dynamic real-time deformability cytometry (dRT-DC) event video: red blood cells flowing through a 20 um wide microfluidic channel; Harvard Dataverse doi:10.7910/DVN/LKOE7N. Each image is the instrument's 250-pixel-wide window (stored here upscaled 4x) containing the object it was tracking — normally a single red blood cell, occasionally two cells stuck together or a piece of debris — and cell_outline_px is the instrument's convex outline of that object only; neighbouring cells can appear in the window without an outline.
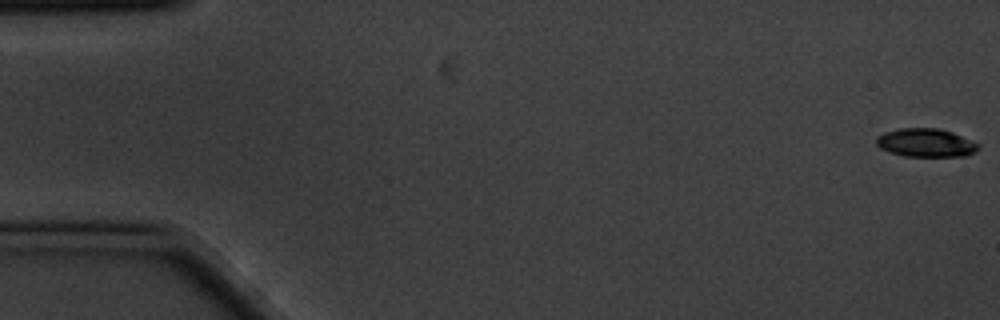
{"species": "common noctule bat (a hibernating species)", "species_latin": "Nyctalus noctula", "temperature_condition": "cold", "stored_images_in_passage": 5, "camera_frame_rate_fps": 3000, "um_per_image_px": 0.085, "animal": {"sex": "male", "body_mass_g": 20.1, "forearm_length_mm": 53.5}, "frame": {"image": 1, "passage_image": 1, "time_ms": 0.0, "image_size_px": [1000, 320], "cell_outline_px": [[980, 148], [976, 152], [968, 156], [904, 156], [888, 152], [880, 148], [876, 144], [876, 136], [884, 132], [900, 128], [936, 128], [952, 132], [980, 144]], "centroid_in_image_um": [78.69, 12.14], "position_along_channel_um": 6.3, "area_um2": 17.05}}
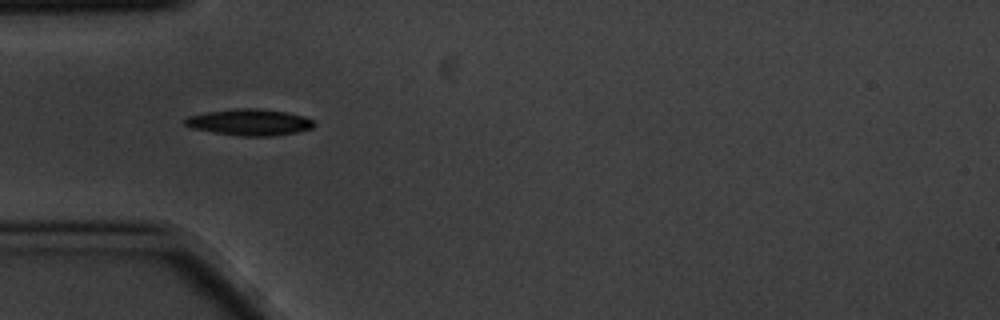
{"frame": {"image": 2, "passage_image": 5, "time_ms": 1.333, "image_size_px": [1000, 320], "cell_outline_px": [[316, 124], [312, 128], [296, 132], [272, 136], [244, 136], [216, 132], [192, 128], [184, 124], [184, 120], [188, 116], [208, 112], [236, 108], [260, 108], [288, 112], [304, 116], [312, 120]], "centroid_in_image_um": [21.25, 10.38], "position_along_channel_um": 63.8, "area_um2": 19.71}}